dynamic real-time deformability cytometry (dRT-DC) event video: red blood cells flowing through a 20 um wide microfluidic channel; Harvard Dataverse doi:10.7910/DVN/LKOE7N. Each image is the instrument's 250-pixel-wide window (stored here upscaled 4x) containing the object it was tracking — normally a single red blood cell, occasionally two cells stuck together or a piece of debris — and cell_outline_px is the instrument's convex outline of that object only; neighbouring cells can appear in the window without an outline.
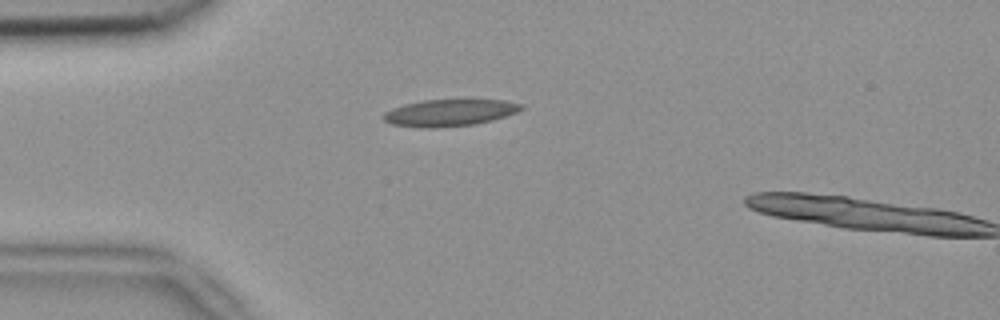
{"species": "common noctule bat (a hibernating species)", "species_latin": "Nyctalus noctula", "temperature_condition": "room temperature", "stored_images_in_passage": 2, "camera_frame_rate_fps": 3000, "um_per_image_px": 0.085, "animal": {"sex": "female", "body_mass_g": 18.4}, "frame": {"image": 1, "passage_image": 1, "time_ms": 0.0, "image_size_px": [1000, 320], "cell_outline_px": [[524, 108], [516, 112], [492, 120], [472, 124], [432, 128], [420, 128], [392, 124], [384, 120], [380, 116], [384, 112], [392, 108], [404, 104], [424, 100], [472, 96], [504, 100], [524, 104]], "centroid_in_image_um": [38.25, 9.52], "position_along_channel_um": 46.8, "area_um2": 22.6}}